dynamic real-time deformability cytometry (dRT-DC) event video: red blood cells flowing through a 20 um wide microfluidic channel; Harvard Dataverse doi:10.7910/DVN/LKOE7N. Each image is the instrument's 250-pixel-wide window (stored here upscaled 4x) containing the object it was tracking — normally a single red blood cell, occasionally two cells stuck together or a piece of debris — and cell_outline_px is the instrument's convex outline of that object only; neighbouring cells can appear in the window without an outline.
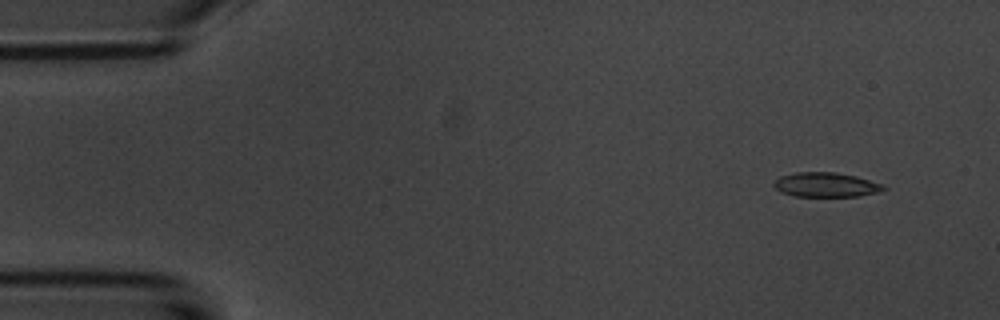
{"species": "common noctule bat (a hibernating species)", "species_latin": "Nyctalus noctula", "temperature_condition": "room temperature", "stored_images_in_passage": 5, "camera_frame_rate_fps": 3000, "um_per_image_px": 0.085, "animal": {"sex": "male", "body_mass_g": 20.1, "forearm_length_mm": 53.5}, "frame": {"image": 1, "passage_image": 2, "time_ms": 1.0, "image_size_px": [1000, 320], "cell_outline_px": [[888, 188], [876, 192], [860, 196], [796, 196], [780, 192], [772, 184], [780, 176], [796, 172], [836, 172], [856, 176], [880, 184]], "centroid_in_image_um": [70.16, 15.7], "position_along_channel_um": 14.8, "area_um2": 15.49}}
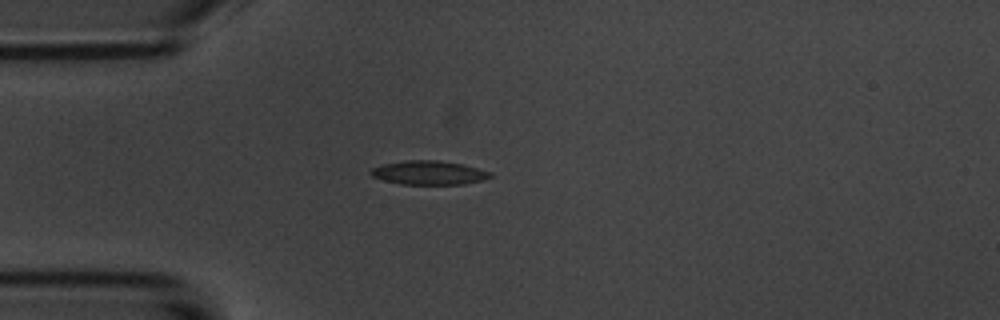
{"frame": {"image": 2, "passage_image": 5, "time_ms": 4.333, "image_size_px": [1000, 320], "cell_outline_px": [[492, 176], [484, 180], [464, 184], [400, 184], [384, 180], [372, 176], [368, 172], [372, 168], [380, 164], [404, 160], [436, 160], [464, 164], [492, 172]], "centroid_in_image_um": [36.45, 14.67], "position_along_channel_um": 48.6, "area_um2": 16.82}}